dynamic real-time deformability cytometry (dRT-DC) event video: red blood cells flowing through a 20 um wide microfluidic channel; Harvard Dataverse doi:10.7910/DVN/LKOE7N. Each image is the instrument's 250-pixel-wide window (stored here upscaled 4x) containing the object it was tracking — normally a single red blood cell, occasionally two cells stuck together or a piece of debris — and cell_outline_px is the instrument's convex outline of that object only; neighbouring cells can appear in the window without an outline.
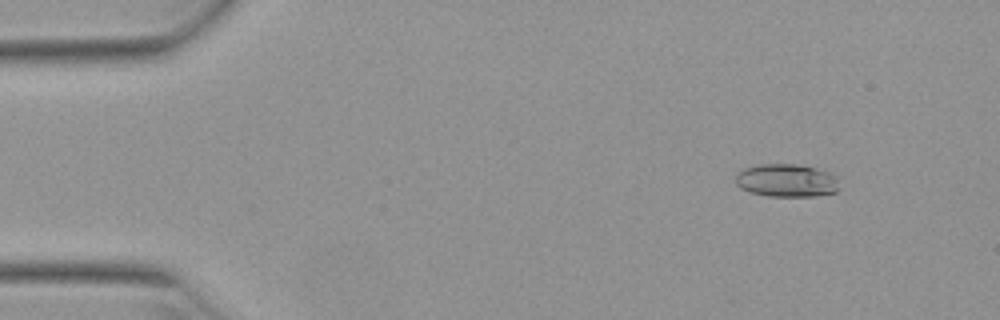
{"species": "Egyptian fruit bat (a non-hibernating species)", "species_latin": "Rousettus aegyptiacus", "temperature_condition": "warm", "stored_images_in_passage": 51, "camera_frame_rate_fps": 3000, "um_per_image_px": 0.085, "animal": {"sex": "female"}, "frame": {"image": 1, "passage_image": 5, "time_ms": 1.333, "image_size_px": [1000, 320], "cell_outline_px": [[840, 176], [836, 192], [816, 196], [768, 196], [752, 192], [740, 188], [736, 184], [736, 172], [744, 168], [760, 164], [796, 164], [816, 168]], "centroid_in_image_um": [66.88, 15.33], "position_along_channel_um": 18.1, "area_um2": 20.11}}
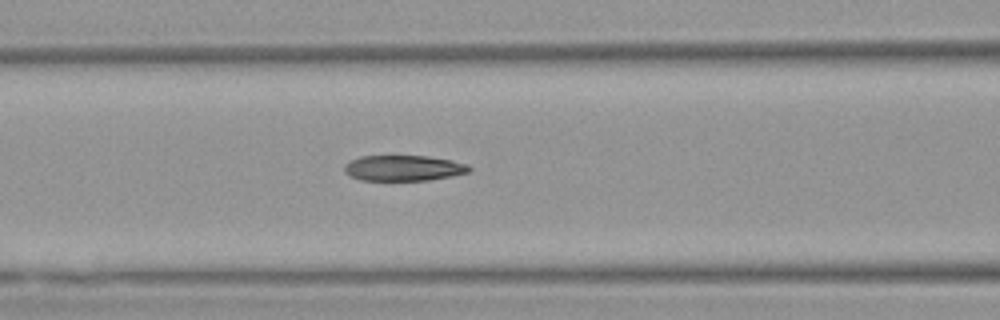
{"frame": {"image": 2, "passage_image": 21, "time_ms": 6.667, "image_size_px": [1000, 320], "cell_outline_px": [[472, 168], [468, 172], [452, 176], [428, 180], [360, 180], [348, 176], [344, 172], [344, 164], [360, 156], [428, 156], [452, 160], [468, 164]], "centroid_in_image_um": [34.29, 14.28], "position_along_channel_um": 132.3, "area_um2": 18.73}}
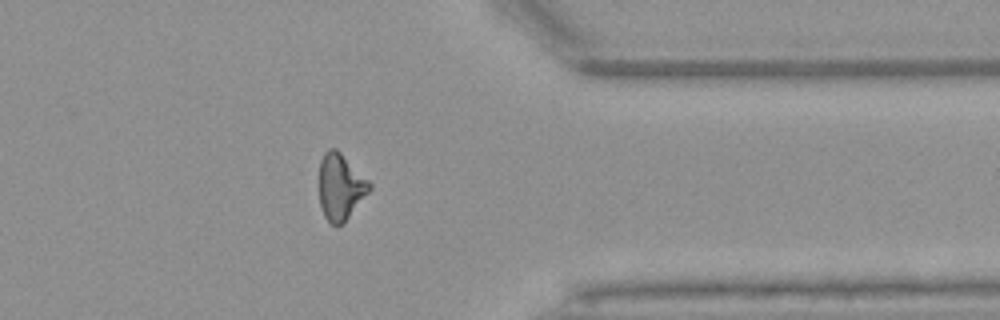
{"frame": {"image": 3, "passage_image": 41, "time_ms": 13.333, "image_size_px": [1000, 320], "cell_outline_px": [[372, 188], [344, 224], [332, 224], [324, 216], [320, 204], [320, 160], [324, 152], [328, 148], [336, 148], [372, 184]], "centroid_in_image_um": [28.95, 15.88], "position_along_channel_um": 382.5, "area_um2": 19.31}, "authors_computed_cell_mechanics": {"area_um2": 19.5942, "velocity_mm_per_s": 3.9445, "shape_relaxation_time_tau1_ms": 8.9696, "shape_relaxation_time_tau2_ms": 3.4069, "deformation_change_tau1": 0.2497, "deformation_change_tau2": 0.1185}}